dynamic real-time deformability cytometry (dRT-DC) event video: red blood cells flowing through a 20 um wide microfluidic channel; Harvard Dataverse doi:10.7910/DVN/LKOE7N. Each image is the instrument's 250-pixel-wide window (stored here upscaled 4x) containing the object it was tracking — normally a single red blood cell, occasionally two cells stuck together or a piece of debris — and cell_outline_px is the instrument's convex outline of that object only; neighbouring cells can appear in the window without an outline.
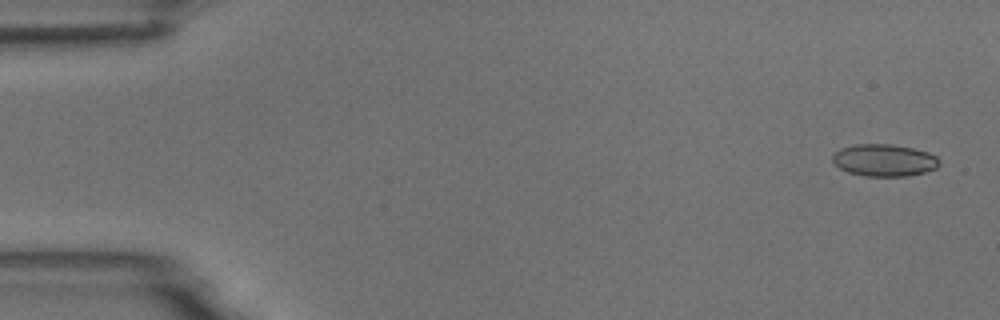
{"species": "common noctule bat (a hibernating species)", "species_latin": "Nyctalus noctula", "temperature_condition": "room temperature", "stored_images_in_passage": 4, "camera_frame_rate_fps": 3000, "um_per_image_px": 0.085, "animal": {"sex": "male", "body_mass_g": 18.8}, "frame": {"image": 1, "passage_image": 1, "time_ms": 0.0, "image_size_px": [1000, 320], "cell_outline_px": [[940, 164], [936, 168], [924, 172], [908, 176], [864, 176], [848, 172], [840, 168], [832, 160], [832, 156], [840, 148], [856, 144], [892, 144], [912, 148], [928, 152], [936, 156], [940, 160]], "centroid_in_image_um": [75.17, 13.62], "position_along_channel_um": 9.8, "area_um2": 20.0}}
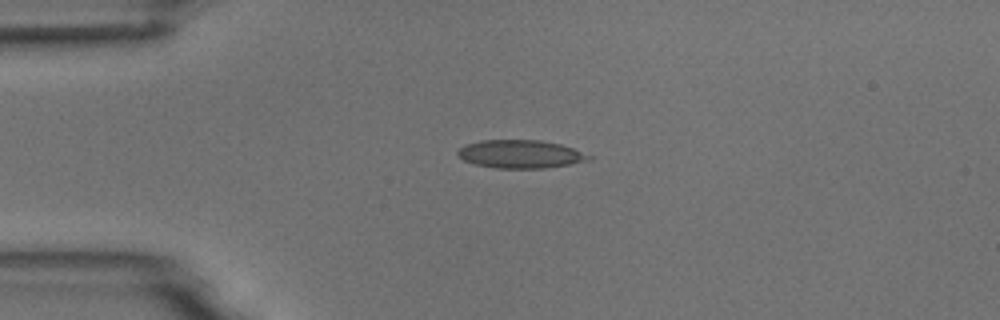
{"frame": {"image": 2, "passage_image": 4, "time_ms": 3.667, "image_size_px": [1000, 320], "cell_outline_px": [[592, 160], [544, 168], [496, 168], [476, 164], [464, 160], [456, 152], [464, 144], [484, 140], [540, 140], [560, 144], [572, 148], [592, 156]], "centroid_in_image_um": [44.24, 13.09], "position_along_channel_um": 40.8, "area_um2": 21.33}}